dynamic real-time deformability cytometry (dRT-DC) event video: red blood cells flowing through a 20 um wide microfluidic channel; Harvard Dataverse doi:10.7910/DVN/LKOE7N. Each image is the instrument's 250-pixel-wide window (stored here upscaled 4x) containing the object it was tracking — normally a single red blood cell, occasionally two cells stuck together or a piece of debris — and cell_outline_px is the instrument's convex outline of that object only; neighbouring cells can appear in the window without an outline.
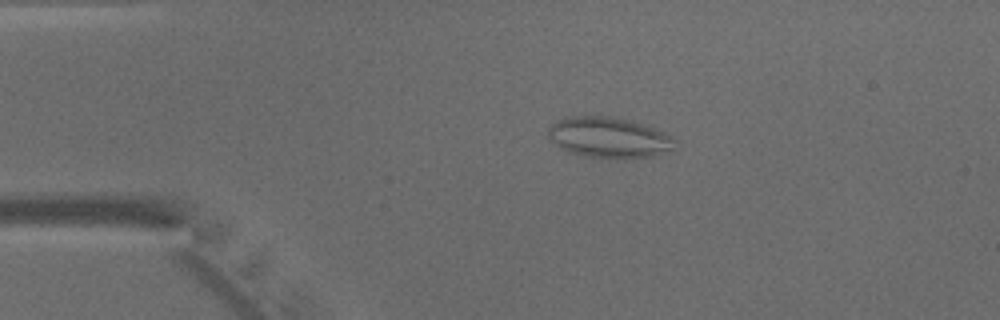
{"species": "common noctule bat (a hibernating species)", "species_latin": "Nyctalus noctula", "temperature_condition": "warm", "stored_images_in_passage": 47, "camera_frame_rate_fps": 3000, "um_per_image_px": 0.085, "animal": {"sex": "male", "body_mass_g": 15.6}, "frame": {"image": 1, "passage_image": 10, "time_ms": 3.0, "image_size_px": [1000, 320], "cell_outline_px": [[676, 140], [672, 148], [652, 156], [584, 156], [568, 152], [560, 148], [548, 136], [548, 128], [556, 120], [564, 116], [608, 116], [628, 120], [664, 132]], "centroid_in_image_um": [51.66, 11.65], "position_along_channel_um": 33.3, "area_um2": 29.07}}
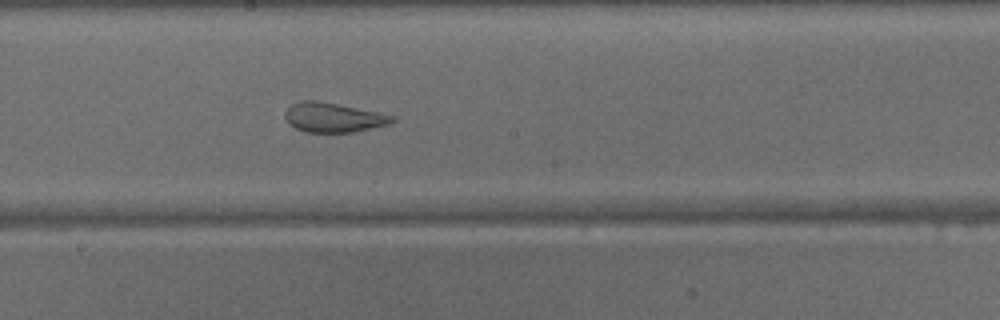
{"frame": {"image": 2, "passage_image": 26, "time_ms": 8.333, "image_size_px": [1000, 320], "cell_outline_px": [[396, 120], [388, 124], [352, 132], [308, 132], [296, 128], [284, 116], [284, 112], [292, 104], [300, 100], [320, 100], [380, 112], [392, 116]], "centroid_in_image_um": [28.33, 9.96], "position_along_channel_um": 219.9, "area_um2": 18.32}}
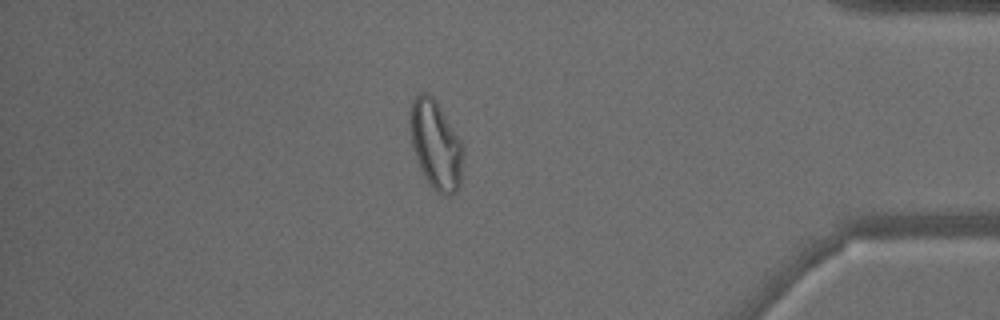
{"frame": {"image": 3, "passage_image": 41, "time_ms": 13.333, "image_size_px": [1000, 320], "cell_outline_px": [[464, 152], [460, 188], [456, 192], [440, 192], [432, 188], [424, 176], [416, 160], [412, 148], [408, 124], [408, 112], [412, 100], [420, 92], [424, 92], [432, 96], [436, 100], [464, 144]], "centroid_in_image_um": [37.02, 12.25], "position_along_channel_um": 398.2, "area_um2": 27.98}}